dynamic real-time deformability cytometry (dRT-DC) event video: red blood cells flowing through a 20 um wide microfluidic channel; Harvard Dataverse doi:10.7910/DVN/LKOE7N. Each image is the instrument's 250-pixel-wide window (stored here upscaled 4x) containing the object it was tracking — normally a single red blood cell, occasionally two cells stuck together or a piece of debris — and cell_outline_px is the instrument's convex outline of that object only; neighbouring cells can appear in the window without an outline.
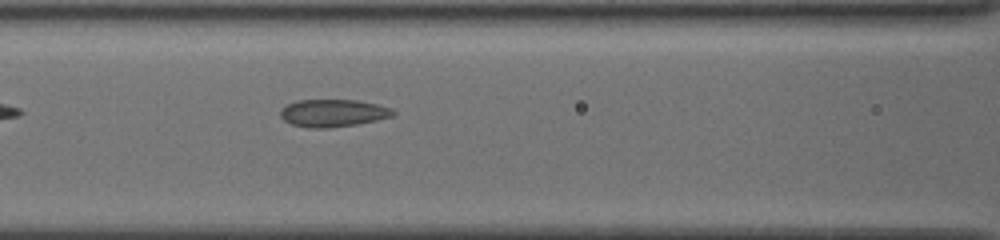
{"species": "common noctule bat (a hibernating species)", "species_latin": "Nyctalus noctula", "temperature_condition": "cold", "stored_images_in_passage": 12, "camera_frame_rate_fps": 3000, "um_per_image_px": 0.085, "animal": {"sex": "female", "body_mass_g": 19.5, "forearm_length_mm": 54.1}, "frame": {"image": 1, "passage_image": 6, "time_ms": 1.667, "image_size_px": [1000, 240], "cell_outline_px": [[396, 112], [392, 116], [376, 120], [356, 124], [328, 128], [308, 128], [292, 124], [284, 120], [280, 116], [280, 108], [296, 100], [356, 100], [376, 104], [392, 108]], "centroid_in_image_um": [28.28, 9.61], "position_along_channel_um": 138.3, "area_um2": 18.03}}
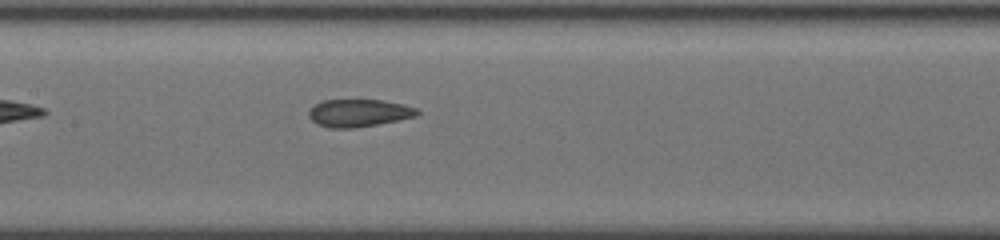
{"frame": {"image": 2, "passage_image": 9, "time_ms": 2.667, "image_size_px": [1000, 240], "cell_outline_px": [[420, 112], [416, 116], [376, 124], [352, 128], [332, 128], [316, 124], [308, 116], [308, 112], [316, 104], [324, 100], [380, 100], [404, 104], [416, 108]], "centroid_in_image_um": [30.48, 9.6], "position_along_channel_um": 176.9, "area_um2": 17.17}}